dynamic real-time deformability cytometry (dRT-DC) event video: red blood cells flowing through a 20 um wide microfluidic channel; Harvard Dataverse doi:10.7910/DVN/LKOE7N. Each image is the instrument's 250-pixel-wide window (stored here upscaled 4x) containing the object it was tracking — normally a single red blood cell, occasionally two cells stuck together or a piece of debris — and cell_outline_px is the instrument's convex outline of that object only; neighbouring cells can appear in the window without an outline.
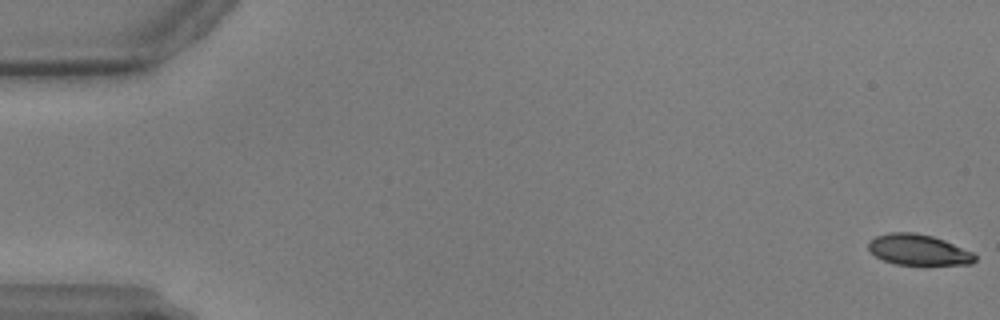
{"species": "common noctule bat (a hibernating species)", "species_latin": "Nyctalus noctula", "temperature_condition": "warm", "stored_images_in_passage": 3, "camera_frame_rate_fps": 3000, "um_per_image_px": 0.085, "animal": {"sex": "male", "body_mass_g": 17.9, "forearm_length_mm": 54.2}, "frame": {"image": 1, "passage_image": 1, "time_ms": 0.0, "image_size_px": [1000, 320], "cell_outline_px": [[976, 260], [972, 264], [924, 268], [896, 264], [884, 260], [876, 256], [868, 248], [868, 244], [876, 236], [888, 232], [916, 232], [932, 236], [944, 240], [972, 252], [976, 256]], "centroid_in_image_um": [78.12, 21.29], "position_along_channel_um": 6.9, "area_um2": 19.94}}